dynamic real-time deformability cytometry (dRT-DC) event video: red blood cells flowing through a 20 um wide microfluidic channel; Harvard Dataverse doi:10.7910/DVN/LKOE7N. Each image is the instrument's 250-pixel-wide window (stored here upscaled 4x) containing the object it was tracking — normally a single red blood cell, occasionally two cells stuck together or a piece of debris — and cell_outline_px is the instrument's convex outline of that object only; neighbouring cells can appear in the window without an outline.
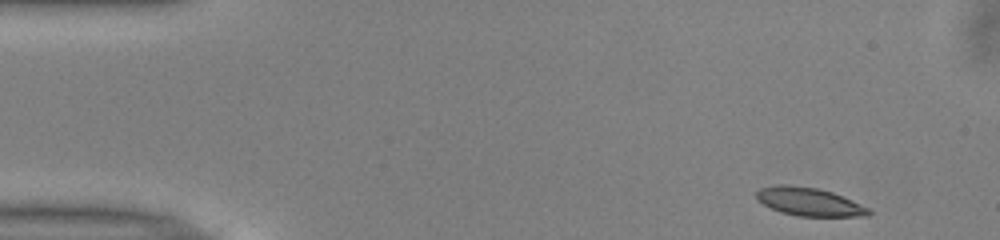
{"species": "common noctule bat (a hibernating species)", "species_latin": "Nyctalus noctula", "temperature_condition": "warm", "stored_images_in_passage": 48, "camera_frame_rate_fps": 3000, "um_per_image_px": 0.085, "animal": {"sex": "male", "body_mass_g": 13.0, "forearm_length_mm": 53.1}, "frame": {"image": 1, "passage_image": 1, "time_ms": 0.0, "image_size_px": [1000, 240], "cell_outline_px": [[872, 212], [868, 216], [800, 216], [780, 212], [764, 204], [756, 196], [756, 192], [760, 188], [776, 184], [788, 184], [816, 188], [832, 192], [868, 208]], "centroid_in_image_um": [68.76, 17.14], "position_along_channel_um": 16.2, "area_um2": 18.21}}
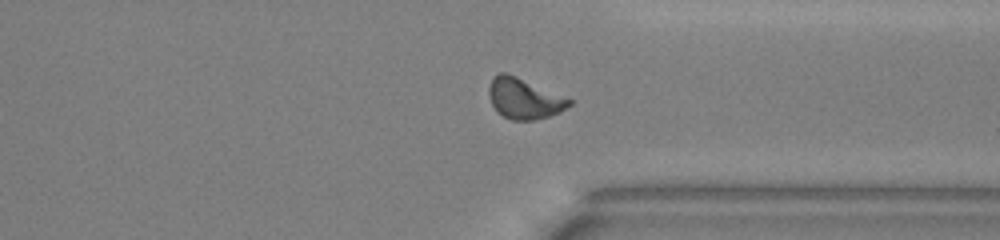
{"frame": {"image": 2, "passage_image": 35, "time_ms": 11.333, "image_size_px": [1000, 240], "cell_outline_px": [[572, 104], [560, 112], [548, 116], [532, 120], [512, 120], [496, 112], [488, 96], [488, 88], [492, 76], [500, 72], [508, 72], [572, 100]], "centroid_in_image_um": [44.5, 8.36], "position_along_channel_um": 366.9, "area_um2": 19.07}}
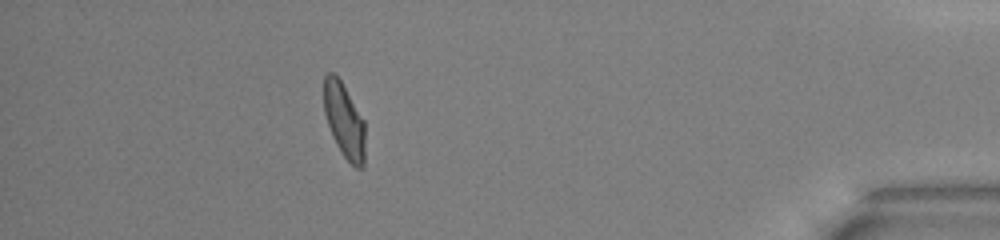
{"frame": {"image": 3, "passage_image": 42, "time_ms": 13.667, "image_size_px": [1000, 240], "cell_outline_px": [[364, 164], [360, 168], [356, 168], [340, 152], [332, 136], [324, 112], [324, 76], [328, 72], [332, 72], [340, 80], [364, 120]], "centroid_in_image_um": [29.24, 10.25], "position_along_channel_um": 406.0, "area_um2": 17.69}}